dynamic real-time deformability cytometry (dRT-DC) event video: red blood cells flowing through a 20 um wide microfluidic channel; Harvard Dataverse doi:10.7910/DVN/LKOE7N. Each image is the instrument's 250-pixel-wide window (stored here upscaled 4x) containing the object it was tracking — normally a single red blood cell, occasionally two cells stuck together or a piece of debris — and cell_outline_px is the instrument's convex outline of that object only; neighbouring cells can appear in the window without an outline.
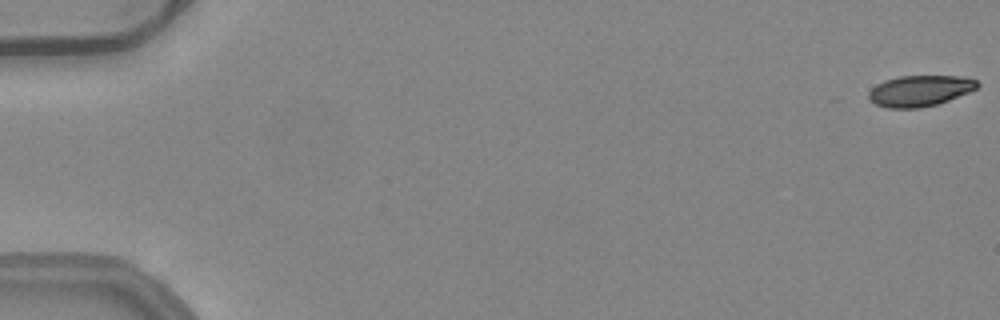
{"species": "common noctule bat (a hibernating species)", "species_latin": "Nyctalus noctula", "temperature_condition": "warm", "stored_images_in_passage": 53, "camera_frame_rate_fps": 3000, "um_per_image_px": 0.085, "animal": {"sex": "female", "body_mass_g": 24.6, "forearm_length_mm": 56.2}, "frame": {"image": 1, "passage_image": 1, "time_ms": 0.0, "image_size_px": [1000, 320], "cell_outline_px": [[980, 84], [976, 88], [968, 92], [948, 100], [936, 104], [920, 108], [888, 108], [876, 104], [868, 96], [868, 92], [876, 84], [884, 80], [900, 76], [964, 76], [976, 80]], "centroid_in_image_um": [78.18, 7.71], "position_along_channel_um": 6.8, "area_um2": 19.48}}
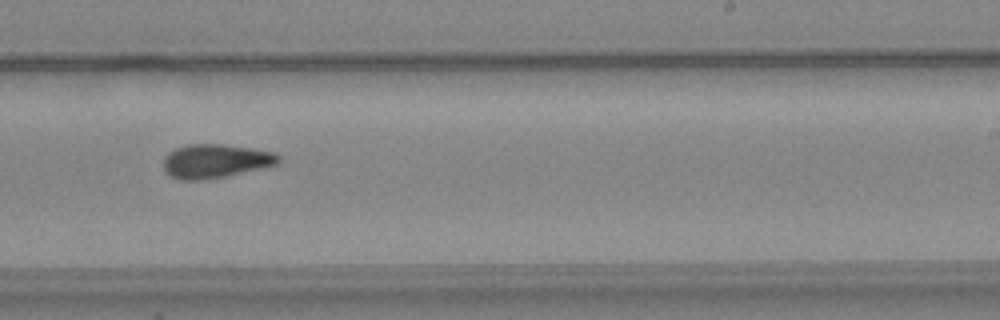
{"frame": {"image": 2, "passage_image": 34, "time_ms": 11.0, "image_size_px": [1000, 320], "cell_outline_px": [[280, 164], [264, 168], [228, 176], [204, 180], [180, 180], [172, 176], [164, 168], [164, 156], [168, 152], [176, 148], [188, 144], [220, 144], [252, 148], [276, 152], [280, 156]], "centroid_in_image_um": [18.37, 13.69], "position_along_channel_um": 270.6, "area_um2": 22.95}}
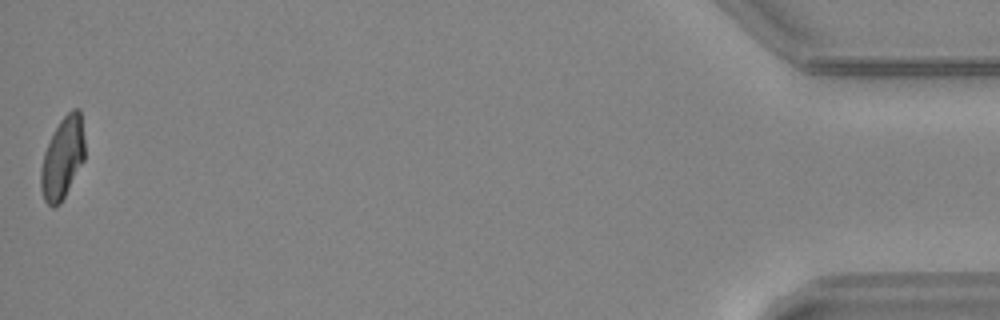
{"frame": {"image": 3, "passage_image": 53, "time_ms": 17.333, "image_size_px": [1000, 320], "cell_outline_px": [[84, 160], [60, 204], [52, 208], [44, 200], [40, 188], [40, 168], [44, 152], [60, 120], [72, 108], [80, 108], [84, 140]], "centroid_in_image_um": [5.31, 13.44], "position_along_channel_um": 429.9, "area_um2": 20.81}, "authors_computed_cell_mechanics": {"area_um2": 22.0218, "velocity_mm_per_s": 3.9964, "shape_relaxation_time_tau1_ms": null, "shape_relaxation_time_tau2_ms": 4.9996, "deformation_change_tau1": null, "deformation_change_tau2": 0.1223}}